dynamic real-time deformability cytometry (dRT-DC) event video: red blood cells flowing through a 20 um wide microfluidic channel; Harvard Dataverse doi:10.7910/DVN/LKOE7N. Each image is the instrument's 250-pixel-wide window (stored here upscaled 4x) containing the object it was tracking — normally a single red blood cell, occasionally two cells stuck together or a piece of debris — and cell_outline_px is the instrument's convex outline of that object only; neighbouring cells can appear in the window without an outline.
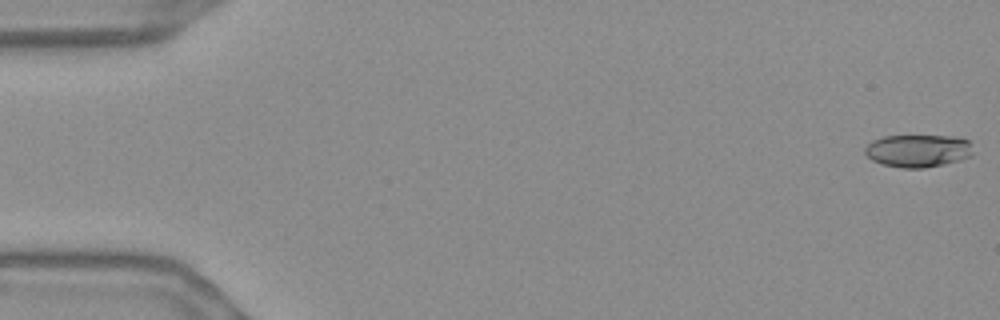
{"species": "Egyptian fruit bat (a non-hibernating species)", "species_latin": "Rousettus aegyptiacus", "temperature_condition": "warm", "stored_images_in_passage": 55, "camera_frame_rate_fps": 3000, "um_per_image_px": 0.085, "frame": {"image": 1, "passage_image": 1, "time_ms": 0.0, "image_size_px": [1000, 320], "cell_outline_px": [[972, 156], [960, 160], [944, 164], [924, 168], [900, 168], [884, 164], [872, 160], [864, 152], [864, 148], [872, 140], [884, 136], [956, 136], [968, 140], [972, 152]], "centroid_in_image_um": [78.02, 12.81], "position_along_channel_um": 7.0, "area_um2": 20.58}}
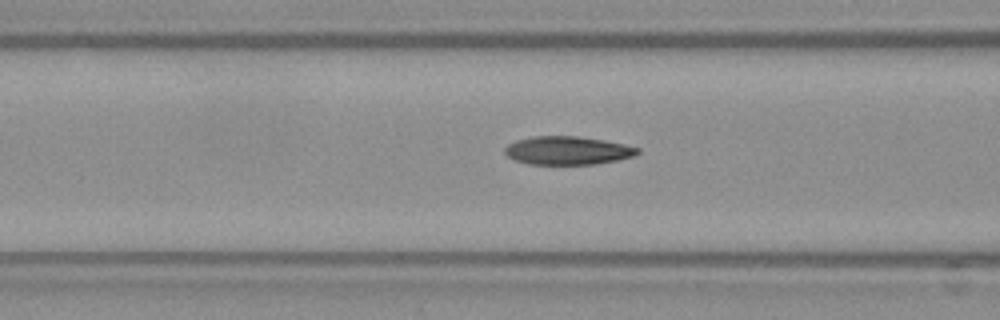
{"frame": {"image": 2, "passage_image": 22, "time_ms": 7.0, "image_size_px": [1000, 320], "cell_outline_px": [[640, 152], [636, 156], [596, 164], [528, 164], [516, 160], [508, 156], [504, 152], [504, 148], [508, 144], [516, 140], [532, 136], [576, 136], [604, 140], [624, 144], [640, 148]], "centroid_in_image_um": [48.26, 12.79], "position_along_channel_um": 118.3, "area_um2": 21.96}}
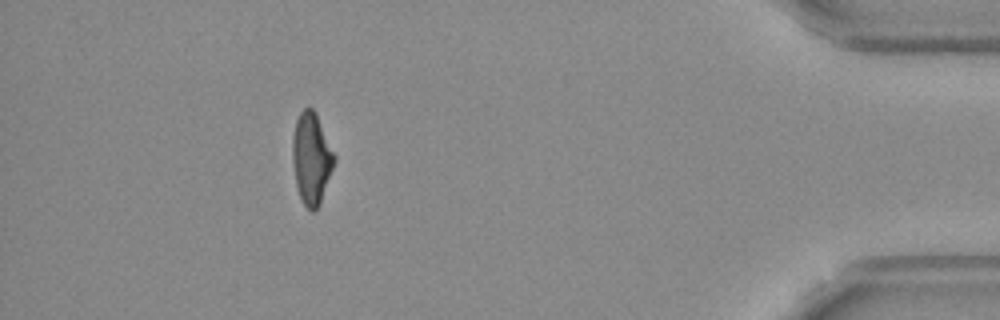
{"frame": {"image": 3, "passage_image": 50, "time_ms": 16.333, "image_size_px": [1000, 320], "cell_outline_px": [[336, 160], [320, 204], [312, 212], [304, 204], [296, 188], [292, 160], [292, 136], [296, 120], [300, 112], [304, 108], [312, 108], [316, 112], [336, 156]], "centroid_in_image_um": [26.47, 13.44], "position_along_channel_um": 408.7, "area_um2": 22.43}, "authors_computed_cell_mechanics": {"area_um2": 22.0218, "velocity_mm_per_s": 3.7038, "shape_relaxation_time_tau1_ms": 9.4001, "shape_relaxation_time_tau2_ms": 2.6782, "deformation_change_tau1": 0.2391, "deformation_change_tau2": 0.0988}}